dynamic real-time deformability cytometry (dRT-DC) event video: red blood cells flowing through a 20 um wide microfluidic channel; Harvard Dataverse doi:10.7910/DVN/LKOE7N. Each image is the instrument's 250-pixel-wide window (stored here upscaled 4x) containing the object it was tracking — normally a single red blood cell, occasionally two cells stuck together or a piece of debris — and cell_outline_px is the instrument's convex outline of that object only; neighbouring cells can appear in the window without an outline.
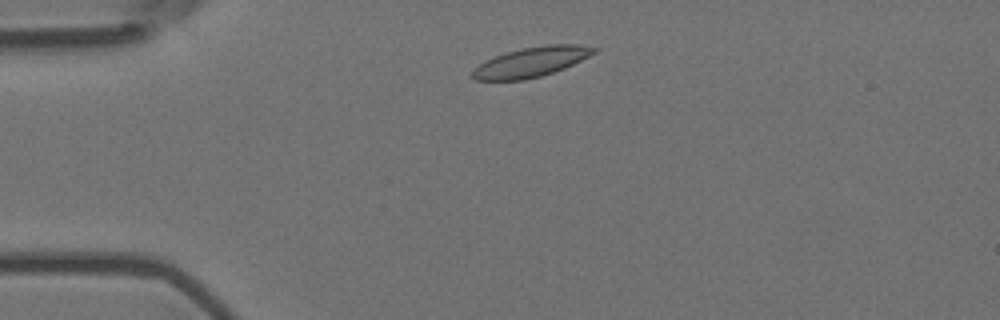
{"species": "Egyptian fruit bat (a non-hibernating species)", "species_latin": "Rousettus aegyptiacus", "temperature_condition": "room temperature", "stored_images_in_passage": 3, "camera_frame_rate_fps": 3000, "um_per_image_px": 0.085, "animal": {"sex": "female"}, "frame": {"image": 1, "passage_image": 2, "time_ms": 0.333, "image_size_px": [1000, 320], "cell_outline_px": [[596, 52], [564, 68], [540, 76], [524, 80], [476, 80], [472, 76], [472, 72], [484, 60], [508, 52], [524, 48], [548, 44], [580, 44], [596, 48]], "centroid_in_image_um": [45.16, 5.27], "position_along_channel_um": 39.8, "area_um2": 20.69}}